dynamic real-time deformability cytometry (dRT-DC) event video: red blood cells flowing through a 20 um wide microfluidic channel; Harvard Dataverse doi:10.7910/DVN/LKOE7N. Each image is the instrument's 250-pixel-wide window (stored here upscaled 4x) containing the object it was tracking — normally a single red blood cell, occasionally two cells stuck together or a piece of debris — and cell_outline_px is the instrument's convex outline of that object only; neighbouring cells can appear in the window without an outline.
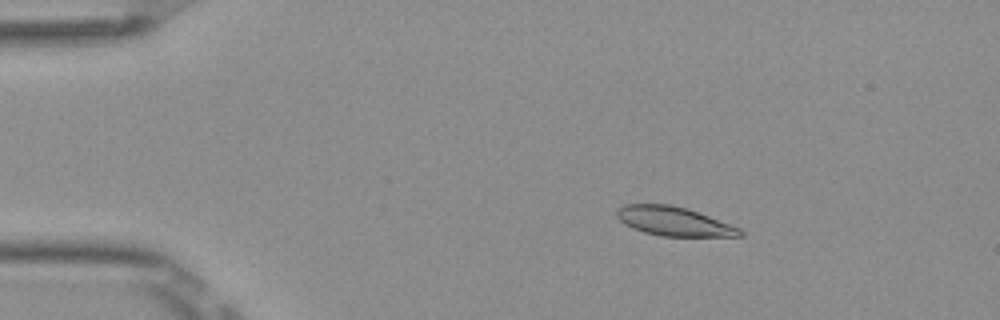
{"species": "Egyptian fruit bat (a non-hibernating species)", "species_latin": "Rousettus aegyptiacus", "temperature_condition": "room temperature", "stored_images_in_passage": 52, "camera_frame_rate_fps": 3000, "um_per_image_px": 0.085, "frame": {"image": 1, "passage_image": 8, "time_ms": 2.333, "image_size_px": [1000, 320], "cell_outline_px": [[744, 236], [660, 236], [644, 232], [632, 228], [624, 224], [616, 216], [616, 208], [624, 204], [668, 204], [688, 208], [740, 228], [744, 232]], "centroid_in_image_um": [57.25, 18.8], "position_along_channel_um": 27.8, "area_um2": 20.92}}
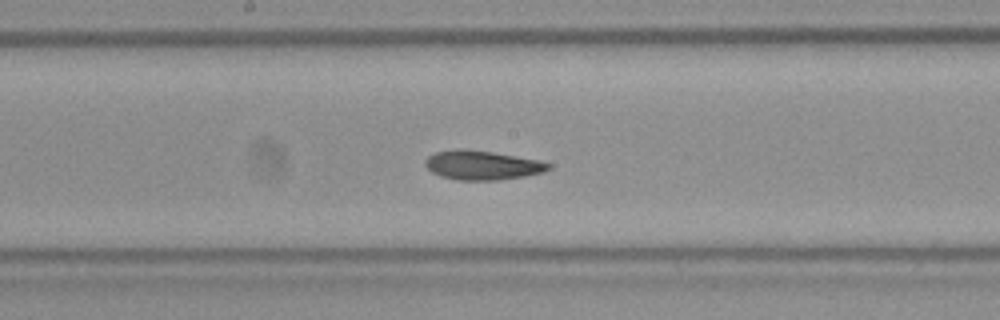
{"frame": {"image": 2, "passage_image": 27, "time_ms": 8.667, "image_size_px": [1000, 320], "cell_outline_px": [[552, 168], [544, 172], [524, 176], [500, 180], [456, 180], [440, 176], [432, 172], [424, 164], [424, 160], [428, 156], [436, 152], [464, 148], [492, 152], [540, 160], [552, 164]], "centroid_in_image_um": [41.0, 14.04], "position_along_channel_um": 207.2, "area_um2": 21.1}}
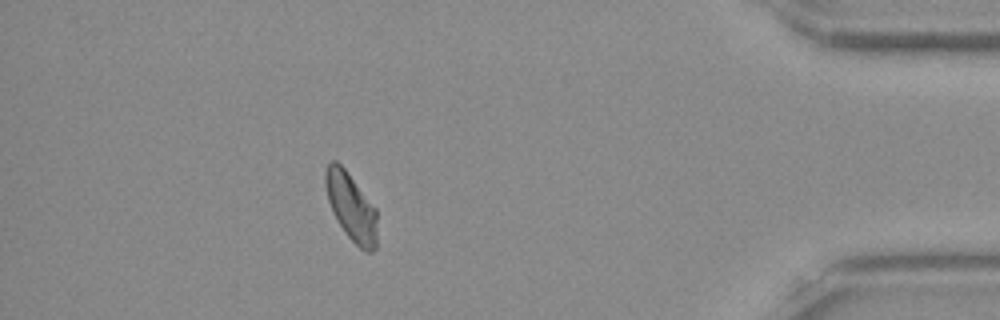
{"frame": {"image": 3, "passage_image": 46, "time_ms": 15.0, "image_size_px": [1000, 320], "cell_outline_px": [[376, 248], [372, 252], [364, 252], [348, 236], [336, 220], [328, 200], [324, 184], [324, 172], [328, 164], [332, 160], [336, 160], [344, 168], [376, 208]], "centroid_in_image_um": [29.83, 17.58], "position_along_channel_um": 405.4, "area_um2": 20.35}, "authors_computed_cell_mechanics": {"area_um2": 20.9236, "velocity_mm_per_s": 3.8659, "shape_relaxation_time_tau1_ms": null, "shape_relaxation_time_tau2_ms": 4.3437, "deformation_change_tau1": null, "deformation_change_tau2": 0.0831}}